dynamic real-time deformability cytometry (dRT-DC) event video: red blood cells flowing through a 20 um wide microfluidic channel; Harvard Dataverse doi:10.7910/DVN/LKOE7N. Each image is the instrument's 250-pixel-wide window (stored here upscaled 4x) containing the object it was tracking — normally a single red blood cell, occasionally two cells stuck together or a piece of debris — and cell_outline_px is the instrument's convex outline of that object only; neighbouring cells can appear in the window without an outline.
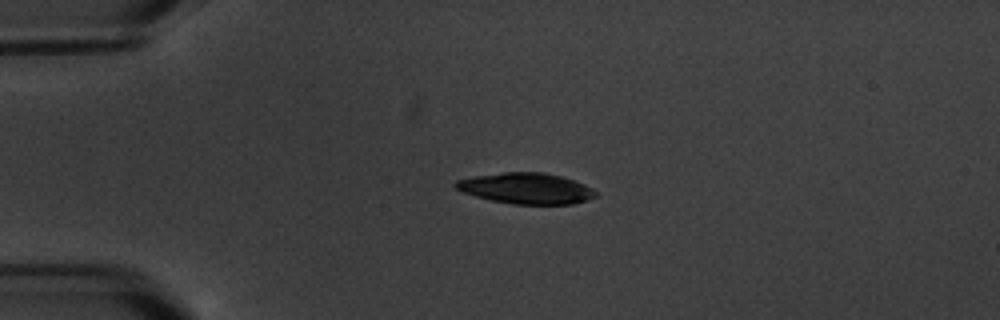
{"species": "common noctule bat (a hibernating species)", "species_latin": "Nyctalus noctula", "temperature_condition": "warm", "stored_images_in_passage": 5, "camera_frame_rate_fps": 3000, "um_per_image_px": 0.085, "animal": {"sex": "male", "body_mass_g": 20.1, "forearm_length_mm": 53.5}, "frame": {"image": 1, "passage_image": 4, "time_ms": 3.333, "image_size_px": [1000, 320], "cell_outline_px": [[596, 196], [572, 204], [512, 204], [492, 200], [476, 196], [464, 192], [456, 188], [452, 184], [456, 180], [476, 176], [504, 172], [544, 172], [560, 176], [584, 184], [592, 188], [596, 192]], "centroid_in_image_um": [44.71, 16.01], "position_along_channel_um": 40.3, "area_um2": 24.91}}